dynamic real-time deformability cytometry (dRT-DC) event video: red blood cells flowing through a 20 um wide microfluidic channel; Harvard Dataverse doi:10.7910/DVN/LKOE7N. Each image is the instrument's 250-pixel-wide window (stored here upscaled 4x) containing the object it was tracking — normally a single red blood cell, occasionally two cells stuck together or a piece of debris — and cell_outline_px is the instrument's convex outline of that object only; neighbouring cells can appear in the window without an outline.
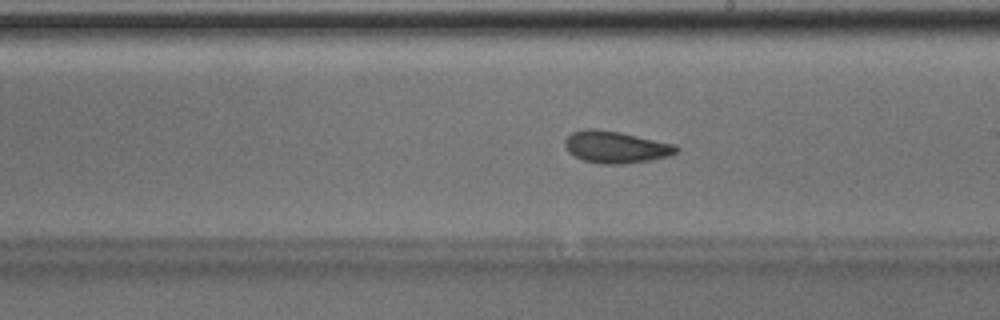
{"species": "Egyptian fruit bat (a non-hibernating species)", "species_latin": "Rousettus aegyptiacus", "temperature_condition": "room temperature", "stored_images_in_passage": 50, "camera_frame_rate_fps": 3000, "um_per_image_px": 0.085, "animal": {"sex": "male"}, "frame": {"image": 1, "passage_image": 29, "time_ms": 9.333, "image_size_px": [1000, 320], "cell_outline_px": [[680, 148], [676, 152], [668, 156], [652, 160], [620, 164], [600, 164], [584, 160], [572, 156], [564, 148], [564, 140], [572, 132], [580, 128], [592, 128], [620, 132], [676, 144]], "centroid_in_image_um": [52.3, 12.49], "position_along_channel_um": 236.7, "area_um2": 21.04}}
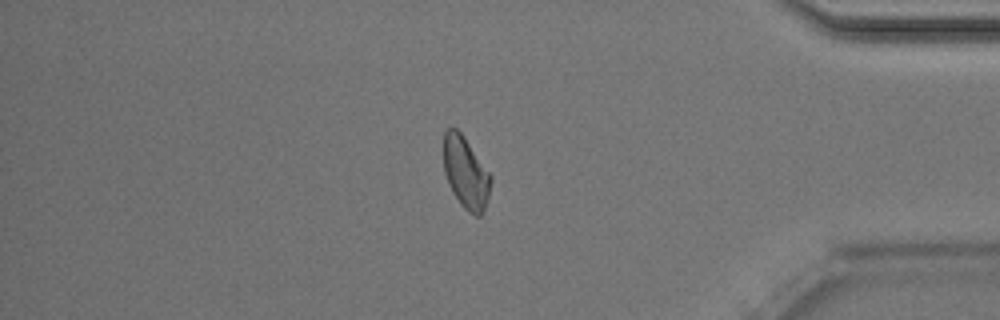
{"frame": {"image": 2, "passage_image": 43, "time_ms": 14.0, "image_size_px": [1000, 320], "cell_outline_px": [[492, 180], [488, 196], [484, 208], [480, 216], [476, 216], [468, 212], [460, 204], [452, 192], [448, 184], [444, 172], [444, 132], [448, 128], [456, 128], [464, 136], [492, 176]], "centroid_in_image_um": [39.58, 14.68], "position_along_channel_um": 395.6, "area_um2": 19.71}, "authors_computed_cell_mechanics": {"area_um2": 20.5479, "velocity_mm_per_s": 4.0221, "shape_relaxation_time_tau1_ms": 6.9037, "shape_relaxation_time_tau2_ms": 2.6707, "deformation_change_tau1": 0.1445, "deformation_change_tau2": 0.0868}}